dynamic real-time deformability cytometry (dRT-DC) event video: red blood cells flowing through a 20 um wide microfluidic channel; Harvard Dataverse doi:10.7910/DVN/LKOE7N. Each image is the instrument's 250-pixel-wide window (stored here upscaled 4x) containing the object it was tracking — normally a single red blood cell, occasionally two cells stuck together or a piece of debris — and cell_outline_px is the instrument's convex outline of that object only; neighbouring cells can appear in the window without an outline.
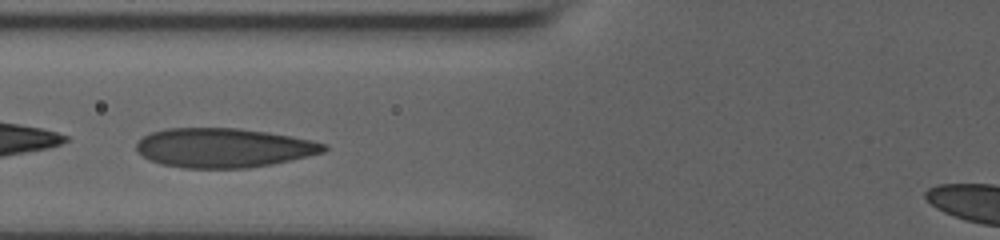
{"species": "human", "species_latin": "Homo sapiens", "temperature_condition": "room temperature", "stored_images_in_passage": 38, "camera_frame_rate_fps": 3000, "um_per_image_px": 0.085, "donor": {"sex": "male"}, "frame": {"image": 1, "passage_image": 7, "time_ms": 2.0, "image_size_px": [1000, 240], "cell_outline_px": [[328, 148], [324, 152], [308, 156], [272, 164], [248, 168], [180, 168], [160, 164], [144, 156], [136, 148], [136, 144], [144, 136], [152, 132], [168, 128], [236, 128], [268, 132], [312, 140], [328, 144]], "centroid_in_image_um": [19.04, 12.57], "position_along_channel_um": 106.8, "area_um2": 42.89}}
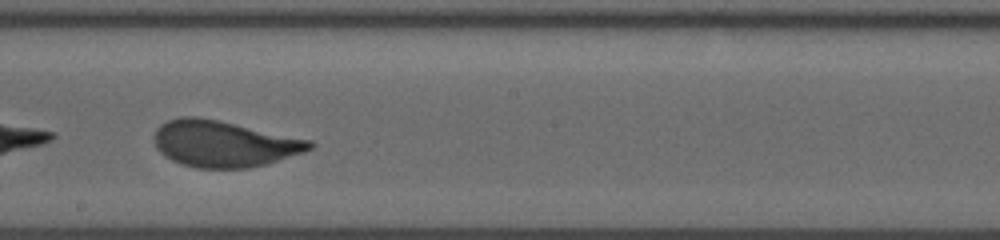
{"frame": {"image": 2, "passage_image": 17, "time_ms": 5.333, "image_size_px": [1000, 240], "cell_outline_px": [[316, 144], [312, 148], [304, 152], [264, 164], [248, 168], [196, 168], [180, 164], [164, 156], [156, 148], [156, 128], [160, 124], [168, 120], [180, 116], [196, 116], [216, 120], [312, 140]], "centroid_in_image_um": [19.01, 12.22], "position_along_channel_um": 229.2, "area_um2": 41.67}}
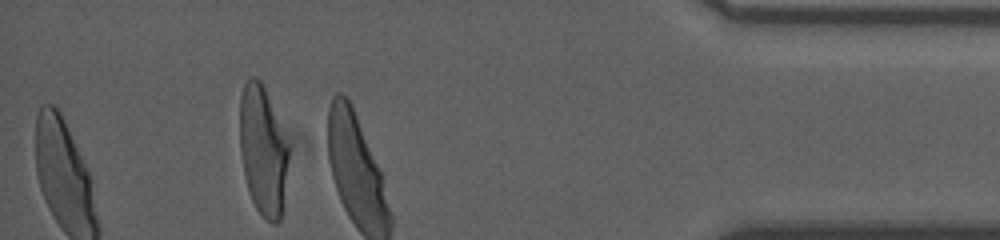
{"frame": {"image": 3, "passage_image": 34, "time_ms": 11.0, "image_size_px": [1000, 240], "cell_outline_px": [[288, 156], [280, 220], [276, 224], [272, 224], [256, 208], [252, 200], [244, 176], [240, 152], [240, 96], [244, 84], [252, 76], [260, 80], [264, 88], [288, 144]], "centroid_in_image_um": [22.32, 12.79], "position_along_channel_um": 412.9, "area_um2": 35.95}}